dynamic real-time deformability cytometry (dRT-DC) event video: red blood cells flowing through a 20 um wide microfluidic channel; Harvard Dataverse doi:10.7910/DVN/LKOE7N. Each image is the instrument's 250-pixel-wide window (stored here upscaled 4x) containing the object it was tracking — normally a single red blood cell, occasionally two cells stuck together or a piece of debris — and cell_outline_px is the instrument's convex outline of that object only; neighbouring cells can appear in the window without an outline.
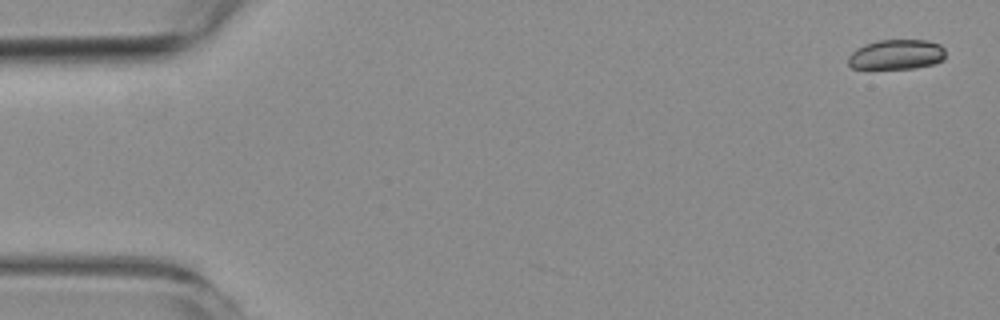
{"species": "common noctule bat (a hibernating species)", "species_latin": "Nyctalus noctula", "temperature_condition": "room temperature", "stored_images_in_passage": 3, "camera_frame_rate_fps": 3000, "um_per_image_px": 0.085, "animal": {"sex": "female", "body_mass_g": 19.3, "forearm_length_mm": 54.1}, "frame": {"image": 1, "passage_image": 1, "time_ms": 0.0, "image_size_px": [1000, 320], "cell_outline_px": [[944, 60], [936, 64], [916, 68], [852, 68], [848, 64], [848, 56], [856, 48], [864, 44], [880, 40], [928, 40], [940, 44], [944, 48]], "centroid_in_image_um": [76.22, 4.63], "position_along_channel_um": 8.8, "area_um2": 17.11}}